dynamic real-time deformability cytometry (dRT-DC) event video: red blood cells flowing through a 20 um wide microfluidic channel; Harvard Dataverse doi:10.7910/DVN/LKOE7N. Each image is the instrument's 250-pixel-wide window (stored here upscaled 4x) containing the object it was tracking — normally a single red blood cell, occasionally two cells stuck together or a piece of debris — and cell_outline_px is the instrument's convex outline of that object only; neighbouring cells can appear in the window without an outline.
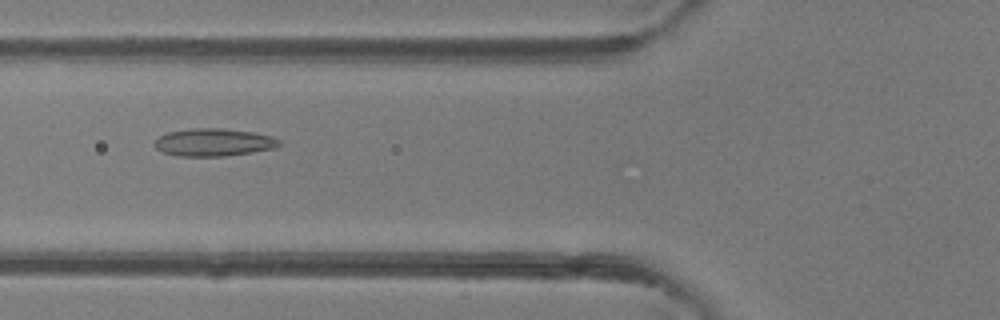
{"species": "common noctule bat (a hibernating species)", "species_latin": "Nyctalus noctula", "temperature_condition": "room temperature", "stored_images_in_passage": 49, "camera_frame_rate_fps": 3000, "um_per_image_px": 0.085, "animal": {"sex": "female"}, "frame": {"image": 1, "passage_image": 19, "time_ms": 6.0, "image_size_px": [1000, 320], "cell_outline_px": [[280, 144], [272, 148], [252, 152], [224, 156], [176, 156], [164, 152], [156, 148], [156, 140], [160, 136], [168, 132], [192, 128], [220, 128], [252, 132], [272, 136], [280, 140]], "centroid_in_image_um": [18.16, 12.09], "position_along_channel_um": 107.6, "area_um2": 19.83}}
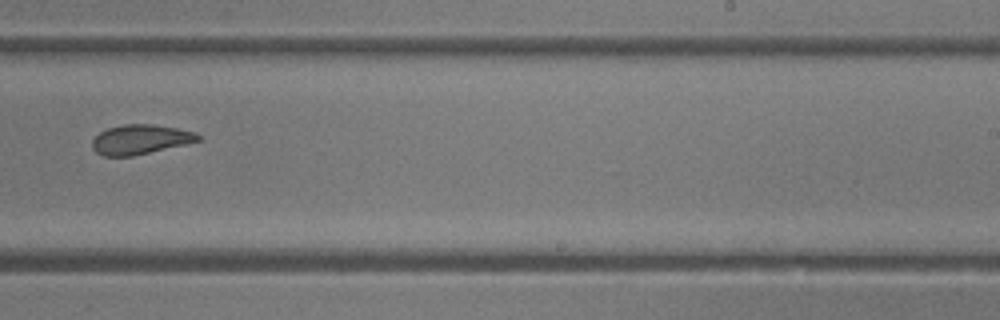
{"frame": {"image": 2, "passage_image": 31, "time_ms": 10.0, "image_size_px": [1000, 320], "cell_outline_px": [[200, 140], [184, 144], [132, 156], [104, 156], [96, 152], [92, 148], [92, 140], [100, 132], [108, 128], [124, 124], [152, 124], [176, 128], [196, 132], [200, 136]], "centroid_in_image_um": [11.9, 11.85], "position_along_channel_um": 277.1, "area_um2": 18.03}}
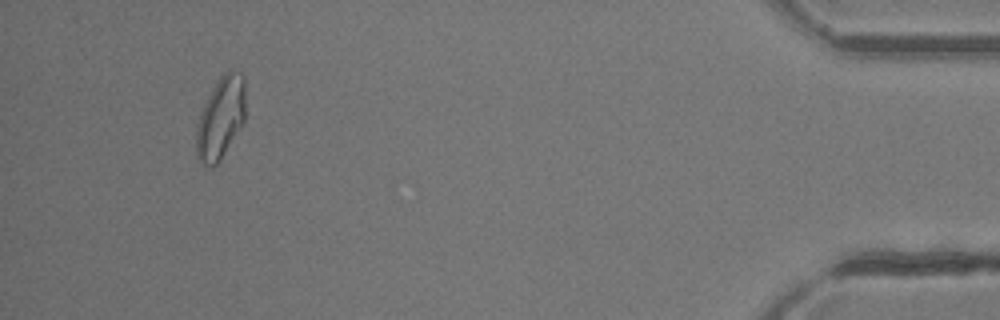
{"frame": {"image": 3, "passage_image": 46, "time_ms": 15.0, "image_size_px": [1000, 320], "cell_outline_px": [[244, 120], [220, 160], [212, 168], [204, 164], [196, 156], [196, 124], [200, 112], [212, 88], [220, 76], [228, 68], [232, 68], [244, 76]], "centroid_in_image_um": [18.73, 9.99], "position_along_channel_um": 416.5, "area_um2": 23.41}, "authors_computed_cell_mechanics": {"area_um2": 20.6346, "velocity_mm_per_s": 4.2441, "shape_relaxation_time_tau1_ms": null, "shape_relaxation_time_tau2_ms": 1.3786, "deformation_change_tau1": null, "deformation_change_tau2": 0.0832}}